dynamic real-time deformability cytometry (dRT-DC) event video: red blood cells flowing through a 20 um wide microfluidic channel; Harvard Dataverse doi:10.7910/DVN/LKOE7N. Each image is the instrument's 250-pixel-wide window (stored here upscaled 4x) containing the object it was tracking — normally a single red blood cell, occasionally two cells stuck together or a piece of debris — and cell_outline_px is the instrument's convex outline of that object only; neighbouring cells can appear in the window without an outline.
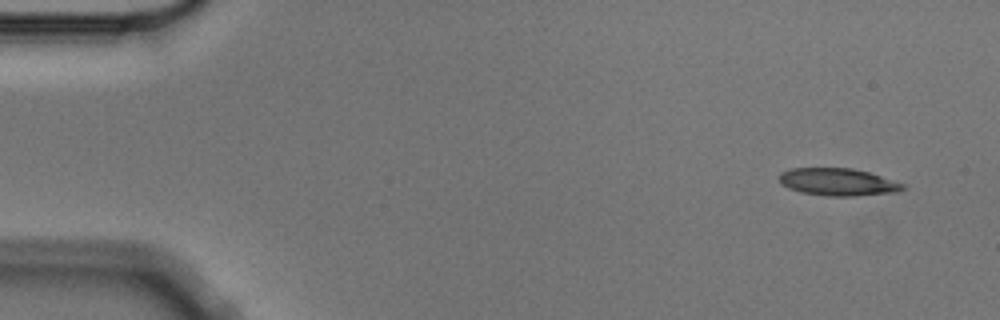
{"species": "Egyptian fruit bat (a non-hibernating species)", "species_latin": "Rousettus aegyptiacus", "temperature_condition": "cold", "stored_images_in_passage": 6, "camera_frame_rate_fps": 3000, "um_per_image_px": 0.085, "animal": {"sex": "male"}, "frame": {"image": 1, "passage_image": 1, "time_ms": 0.0, "image_size_px": [1000, 320], "cell_outline_px": [[908, 188], [896, 192], [856, 196], [828, 196], [800, 192], [788, 188], [780, 184], [780, 172], [792, 168], [852, 168], [868, 172], [904, 184]], "centroid_in_image_um": [71.21, 15.47], "position_along_channel_um": 13.8, "area_um2": 19.77}}
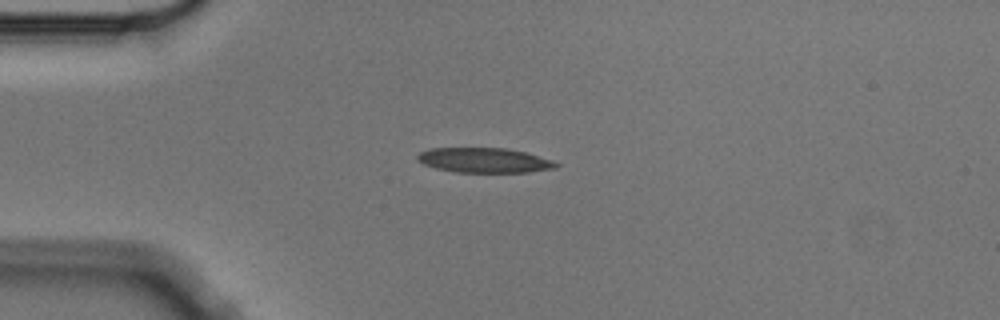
{"frame": {"image": 2, "passage_image": 4, "time_ms": 1.0, "image_size_px": [1000, 320], "cell_outline_px": [[560, 164], [556, 168], [528, 172], [456, 172], [436, 168], [424, 164], [416, 160], [416, 156], [420, 152], [428, 148], [508, 148], [524, 152], [552, 160]], "centroid_in_image_um": [41.14, 13.62], "position_along_channel_um": 43.9, "area_um2": 20.06}}
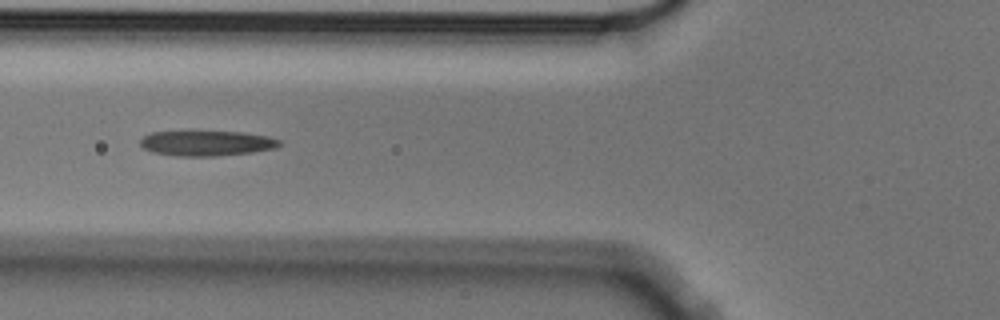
{"frame": {"image": 3, "passage_image": 6, "time_ms": 1.667, "image_size_px": [1000, 320], "cell_outline_px": [[280, 144], [276, 148], [252, 152], [216, 156], [176, 156], [152, 152], [144, 148], [140, 144], [140, 140], [144, 136], [152, 132], [244, 132], [268, 136], [280, 140]], "centroid_in_image_um": [17.57, 12.18], "position_along_channel_um": 108.2, "area_um2": 20.29}}